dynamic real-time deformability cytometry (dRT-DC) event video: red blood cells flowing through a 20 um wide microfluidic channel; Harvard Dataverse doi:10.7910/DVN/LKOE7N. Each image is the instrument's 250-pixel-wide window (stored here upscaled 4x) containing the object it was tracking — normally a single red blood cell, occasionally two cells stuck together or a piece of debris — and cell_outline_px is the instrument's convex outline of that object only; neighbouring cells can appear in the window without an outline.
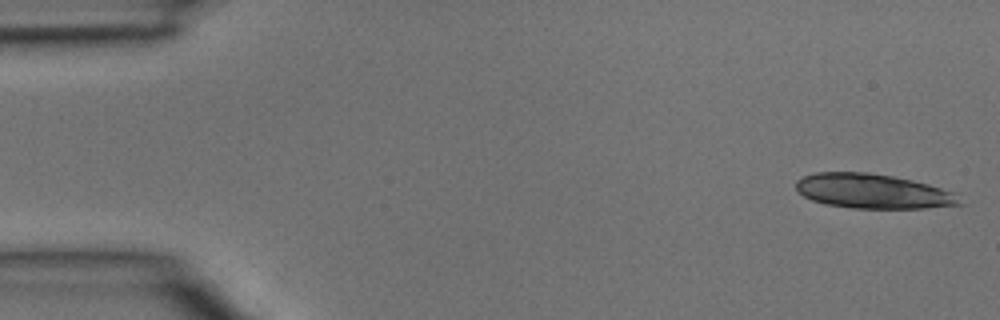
{"species": "common noctule bat (a hibernating species)", "species_latin": "Nyctalus noctula", "temperature_condition": "room temperature", "stored_images_in_passage": 4, "camera_frame_rate_fps": 3000, "um_per_image_px": 0.085, "animal": {"sex": "male", "body_mass_g": 15.6}, "frame": {"image": 1, "passage_image": 1, "time_ms": 0.0, "image_size_px": [1000, 320], "cell_outline_px": [[960, 204], [924, 208], [848, 208], [824, 204], [812, 200], [804, 196], [796, 188], [796, 180], [804, 176], [816, 172], [868, 172], [892, 176], [912, 180], [928, 184], [956, 192]], "centroid_in_image_um": [74.16, 16.25], "position_along_channel_um": 10.8, "area_um2": 32.89}}